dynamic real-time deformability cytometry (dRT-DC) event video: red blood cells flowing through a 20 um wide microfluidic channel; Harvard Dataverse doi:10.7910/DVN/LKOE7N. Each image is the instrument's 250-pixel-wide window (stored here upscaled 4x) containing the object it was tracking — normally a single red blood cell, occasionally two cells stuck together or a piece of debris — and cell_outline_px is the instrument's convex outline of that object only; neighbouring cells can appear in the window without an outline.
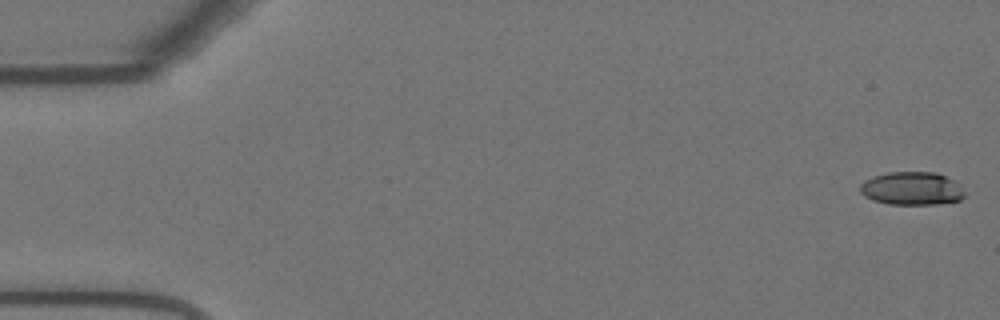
{"species": "Egyptian fruit bat (a non-hibernating species)", "species_latin": "Rousettus aegyptiacus", "temperature_condition": "warm", "stored_images_in_passage": 55, "camera_frame_rate_fps": 3000, "um_per_image_px": 0.085, "animal": {"sex": "female"}, "frame": {"image": 1, "passage_image": 1, "time_ms": 0.0, "image_size_px": [1000, 320], "cell_outline_px": [[964, 196], [960, 200], [936, 204], [888, 204], [872, 200], [864, 196], [860, 192], [860, 184], [864, 180], [872, 176], [888, 172], [936, 172], [956, 180], [964, 192]], "centroid_in_image_um": [77.49, 16.01], "position_along_channel_um": 7.5, "area_um2": 20.4}}
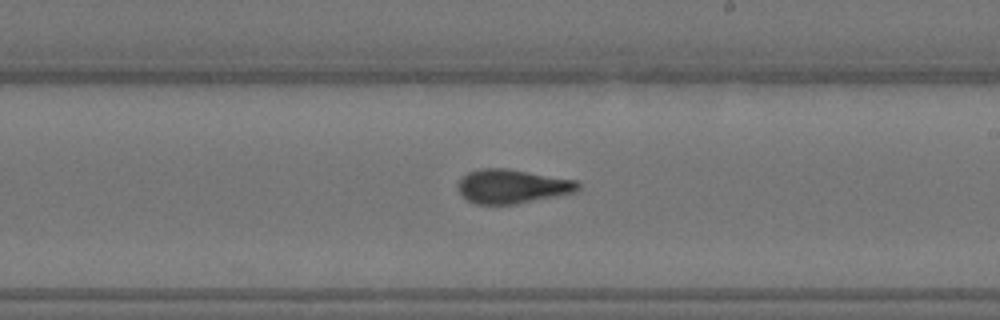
{"frame": {"image": 2, "passage_image": 32, "time_ms": 10.333, "image_size_px": [1000, 320], "cell_outline_px": [[580, 188], [576, 192], [516, 204], [476, 204], [468, 200], [460, 192], [460, 180], [468, 172], [480, 168], [508, 168], [576, 180], [580, 184]], "centroid_in_image_um": [43.58, 15.83], "position_along_channel_um": 245.4, "area_um2": 23.64}}
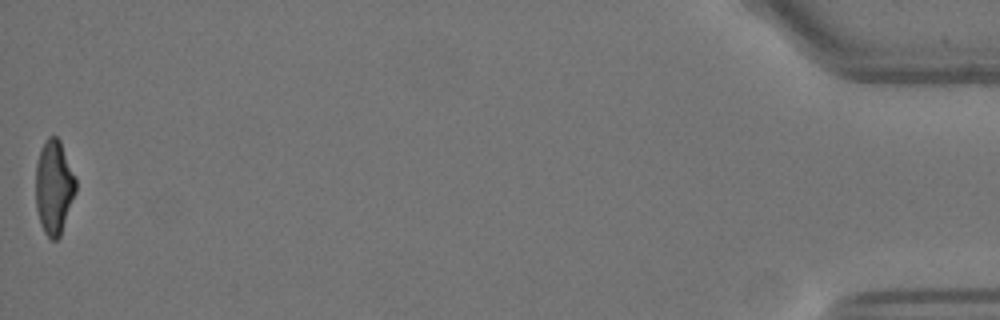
{"frame": {"image": 3, "passage_image": 55, "time_ms": 18.0, "image_size_px": [1000, 320], "cell_outline_px": [[76, 192], [60, 236], [56, 240], [52, 240], [44, 232], [40, 224], [36, 208], [36, 164], [40, 148], [48, 136], [56, 136], [60, 140], [76, 176]], "centroid_in_image_um": [4.59, 15.89], "position_along_channel_um": 430.6, "area_um2": 22.2}, "authors_computed_cell_mechanics": {"area_um2": 22.8888, "velocity_mm_per_s": 3.7021, "shape_relaxation_time_tau1_ms": 5.4294, "shape_relaxation_time_tau2_ms": 1.6902, "deformation_change_tau1": 0.1909, "deformation_change_tau2": 0.0951}}